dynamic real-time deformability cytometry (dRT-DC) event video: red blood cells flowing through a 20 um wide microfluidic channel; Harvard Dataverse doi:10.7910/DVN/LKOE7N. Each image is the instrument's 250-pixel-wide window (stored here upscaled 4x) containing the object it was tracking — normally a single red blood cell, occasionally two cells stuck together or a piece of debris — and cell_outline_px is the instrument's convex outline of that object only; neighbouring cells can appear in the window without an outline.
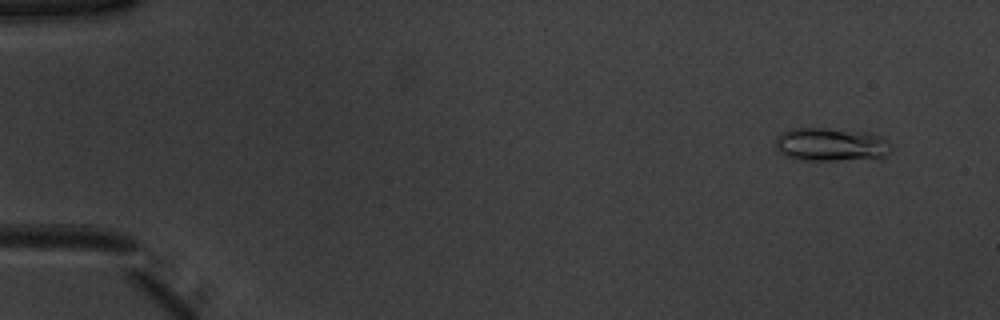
{"species": "common noctule bat (a hibernating species)", "species_latin": "Nyctalus noctula", "temperature_condition": "warm", "stored_images_in_passage": 51, "camera_frame_rate_fps": 3000, "um_per_image_px": 0.085, "animal": {"sex": "male", "body_mass_g": 20.1, "forearm_length_mm": 53.5}, "frame": {"image": 1, "passage_image": 3, "time_ms": 0.667, "image_size_px": [1000, 320], "cell_outline_px": [[892, 148], [888, 156], [836, 160], [796, 160], [780, 152], [776, 148], [776, 136], [784, 132], [796, 128], [828, 128], [868, 132], [880, 136], [888, 140]], "centroid_in_image_um": [70.65, 12.27], "position_along_channel_um": 14.3, "area_um2": 22.43}}
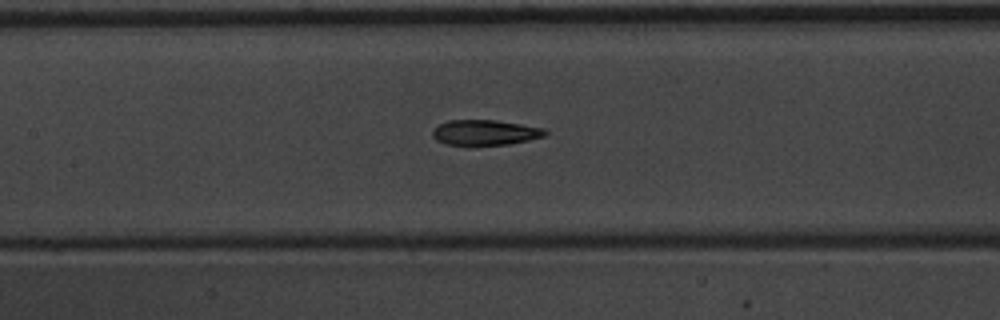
{"frame": {"image": 2, "passage_image": 24, "time_ms": 7.667, "image_size_px": [1000, 320], "cell_outline_px": [[548, 132], [544, 136], [528, 140], [508, 144], [468, 148], [448, 144], [436, 140], [432, 136], [432, 132], [440, 124], [448, 120], [496, 120], [544, 128]], "centroid_in_image_um": [41.2, 11.3], "position_along_channel_um": 166.2, "area_um2": 17.11}}
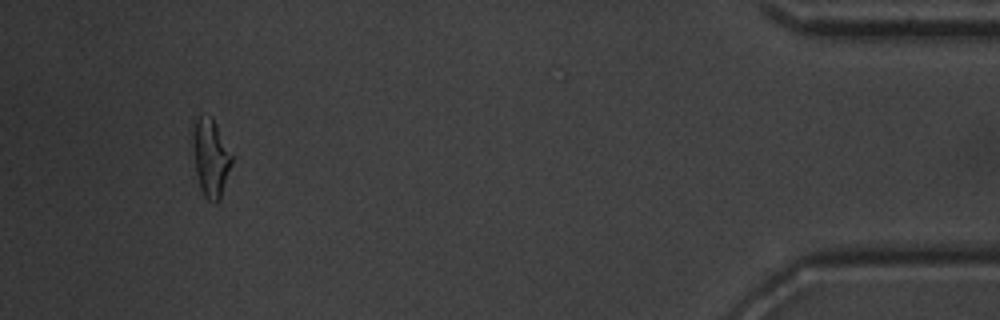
{"frame": {"image": 3, "passage_image": 48, "time_ms": 15.667, "image_size_px": [1000, 320], "cell_outline_px": [[232, 164], [220, 200], [216, 204], [208, 200], [204, 196], [200, 188], [196, 172], [192, 148], [192, 132], [196, 120], [200, 116], [212, 116], [232, 156]], "centroid_in_image_um": [17.9, 13.44], "position_along_channel_um": 417.3, "area_um2": 17.63}, "authors_computed_cell_mechanics": {"area_um2": 17.4556, "velocity_mm_per_s": 3.9489, "shape_relaxation_time_tau1_ms": 4.4882, "shape_relaxation_time_tau2_ms": 3.0898, "deformation_change_tau1": 0.1615, "deformation_change_tau2": 0.1084}}